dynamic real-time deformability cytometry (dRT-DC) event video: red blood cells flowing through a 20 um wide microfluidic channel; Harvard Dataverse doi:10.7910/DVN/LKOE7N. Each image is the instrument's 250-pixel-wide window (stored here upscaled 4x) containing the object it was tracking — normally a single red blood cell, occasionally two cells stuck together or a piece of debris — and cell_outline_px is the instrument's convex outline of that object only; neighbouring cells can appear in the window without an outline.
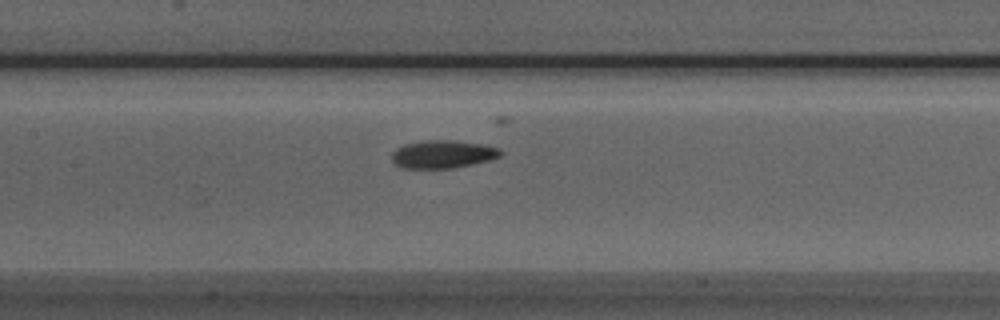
{"species": "Egyptian fruit bat (a non-hibernating species)", "species_latin": "Rousettus aegyptiacus", "temperature_condition": "room temperature", "stored_images_in_passage": 18, "camera_frame_rate_fps": 3000, "um_per_image_px": 0.085, "animal": {"sex": "male"}, "frame": {"image": 1, "passage_image": 13, "time_ms": 4.0, "image_size_px": [1000, 320], "cell_outline_px": [[504, 156], [492, 160], [452, 168], [404, 168], [396, 164], [392, 160], [392, 152], [396, 148], [404, 144], [424, 140], [452, 140], [484, 144], [500, 148], [504, 152]], "centroid_in_image_um": [37.71, 13.1], "position_along_channel_um": 169.7, "area_um2": 17.98}}
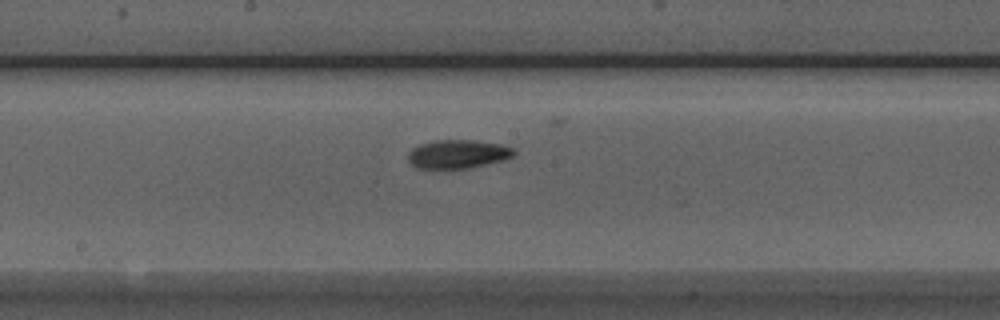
{"frame": {"image": 2, "passage_image": 16, "time_ms": 5.0, "image_size_px": [1000, 320], "cell_outline_px": [[516, 156], [504, 160], [468, 168], [416, 168], [408, 160], [408, 152], [412, 148], [420, 144], [432, 140], [472, 140], [500, 144], [512, 148], [516, 152]], "centroid_in_image_um": [38.92, 13.09], "position_along_channel_um": 209.3, "area_um2": 17.69}}